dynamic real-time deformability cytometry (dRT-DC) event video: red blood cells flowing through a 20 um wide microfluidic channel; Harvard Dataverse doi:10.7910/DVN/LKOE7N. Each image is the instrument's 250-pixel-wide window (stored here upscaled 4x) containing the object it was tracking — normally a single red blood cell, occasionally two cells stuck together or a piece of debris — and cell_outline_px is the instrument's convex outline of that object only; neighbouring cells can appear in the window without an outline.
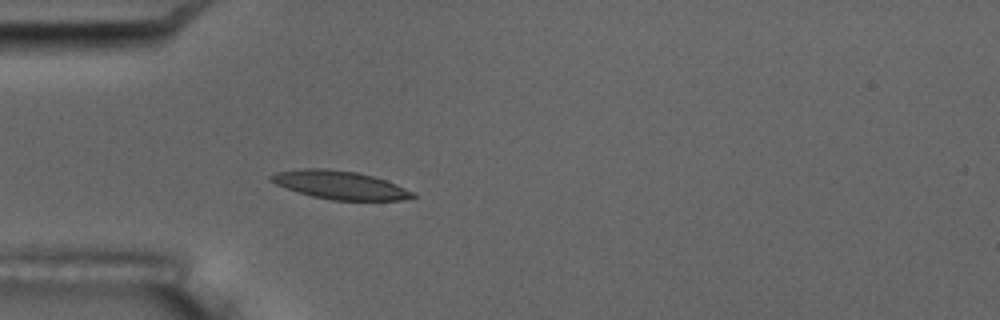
{"species": "common noctule bat (a hibernating species)", "species_latin": "Nyctalus noctula", "temperature_condition": "room temperature", "stored_images_in_passage": 5, "camera_frame_rate_fps": 3000, "um_per_image_px": 0.085, "animal": {"sex": "male", "body_mass_g": 17.5, "forearm_length_mm": 52.3}, "frame": {"image": 1, "passage_image": 5, "time_ms": 4.667, "image_size_px": [1000, 320], "cell_outline_px": [[416, 196], [404, 200], [332, 200], [312, 196], [276, 184], [268, 180], [268, 176], [276, 172], [304, 168], [324, 168], [356, 172], [372, 176], [396, 184], [412, 192]], "centroid_in_image_um": [28.86, 15.72], "position_along_channel_um": 56.1, "area_um2": 23.06}}